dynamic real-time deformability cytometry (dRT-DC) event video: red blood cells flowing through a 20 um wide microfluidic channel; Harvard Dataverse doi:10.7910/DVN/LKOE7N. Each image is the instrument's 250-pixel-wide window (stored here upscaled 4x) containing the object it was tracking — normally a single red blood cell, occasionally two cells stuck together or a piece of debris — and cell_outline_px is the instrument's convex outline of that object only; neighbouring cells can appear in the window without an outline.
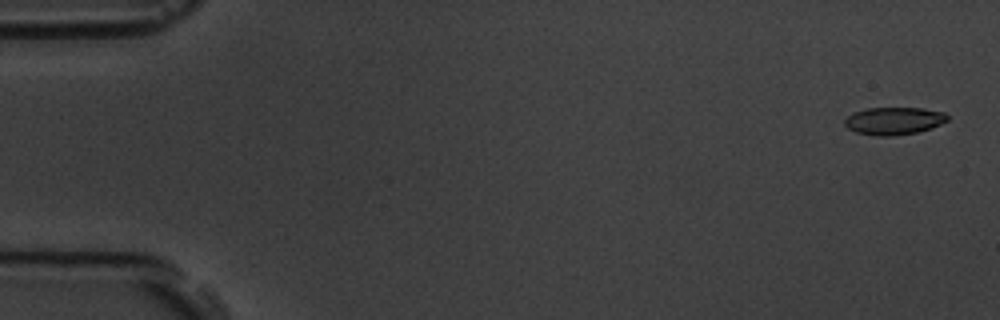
{"species": "common noctule bat (a hibernating species)", "species_latin": "Nyctalus noctula", "temperature_condition": "room temperature", "stored_images_in_passage": 15, "camera_frame_rate_fps": 3000, "um_per_image_px": 0.085, "animal": {"sex": "male", "body_mass_g": 19.5, "forearm_length_mm": 54.6}, "frame": {"image": 1, "passage_image": 1, "time_ms": 0.0, "image_size_px": [1000, 320], "cell_outline_px": [[948, 120], [932, 128], [916, 132], [892, 136], [876, 136], [856, 132], [848, 128], [844, 124], [844, 120], [852, 112], [868, 108], [924, 108], [944, 112], [948, 116]], "centroid_in_image_um": [75.97, 10.27], "position_along_channel_um": 9.0, "area_um2": 16.53}}
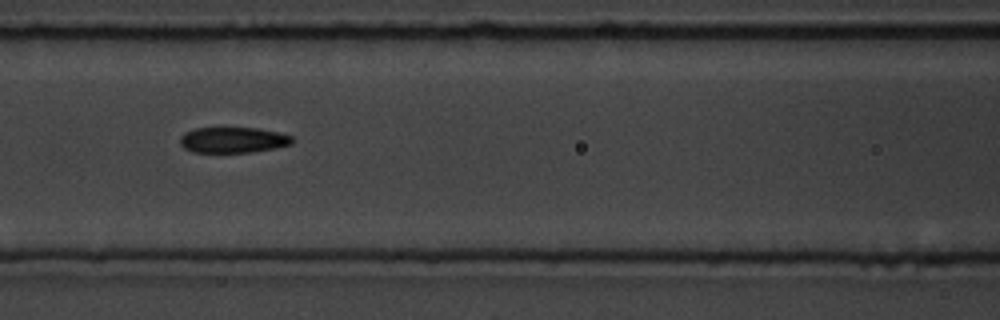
{"frame": {"image": 2, "passage_image": 7, "time_ms": 7.667, "image_size_px": [1000, 320], "cell_outline_px": [[292, 144], [252, 152], [192, 152], [184, 148], [180, 144], [180, 136], [184, 132], [196, 128], [256, 128], [276, 132], [292, 136]], "centroid_in_image_um": [19.75, 11.9], "position_along_channel_um": 146.8, "area_um2": 16.65}}
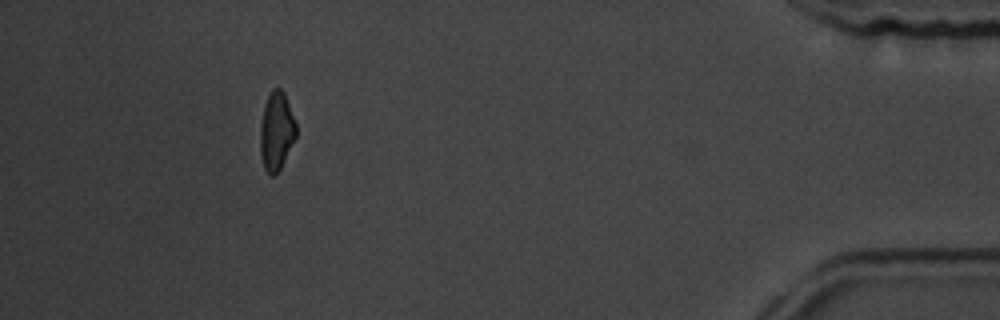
{"frame": {"image": 3, "passage_image": 14, "time_ms": 16.667, "image_size_px": [1000, 320], "cell_outline_px": [[296, 136], [276, 176], [272, 176], [264, 168], [260, 156], [260, 124], [264, 104], [272, 88], [280, 88], [284, 92], [296, 124]], "centroid_in_image_um": [23.47, 11.14], "position_along_channel_um": 411.7, "area_um2": 16.36}, "authors_computed_cell_mechanics": {"area_um2": 17.1666, "velocity_mm_per_s": 3.6204, "shape_relaxation_time_tau1_ms": 2.4208, "shape_relaxation_time_tau2_ms": 1.9952, "deformation_change_tau1": 0.101, "deformation_change_tau2": 0.0723}}